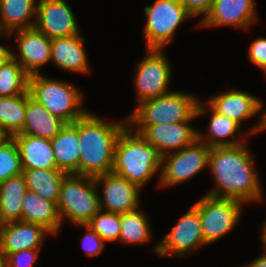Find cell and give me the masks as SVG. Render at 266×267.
<instances>
[{"label": "cell", "instance_id": "cell-1", "mask_svg": "<svg viewBox=\"0 0 266 267\" xmlns=\"http://www.w3.org/2000/svg\"><path fill=\"white\" fill-rule=\"evenodd\" d=\"M254 157L245 143L211 148L208 167L215 178L216 188L207 195L237 199L243 203L259 201L262 188L253 167Z\"/></svg>", "mask_w": 266, "mask_h": 267}, {"label": "cell", "instance_id": "cell-2", "mask_svg": "<svg viewBox=\"0 0 266 267\" xmlns=\"http://www.w3.org/2000/svg\"><path fill=\"white\" fill-rule=\"evenodd\" d=\"M124 122L109 123L91 112L78 119L79 175L94 178L112 172L114 148L127 125V120Z\"/></svg>", "mask_w": 266, "mask_h": 267}, {"label": "cell", "instance_id": "cell-3", "mask_svg": "<svg viewBox=\"0 0 266 267\" xmlns=\"http://www.w3.org/2000/svg\"><path fill=\"white\" fill-rule=\"evenodd\" d=\"M161 162L162 156L158 150L141 133L134 131L133 126L127 124L115 144L112 173L141 188L161 170Z\"/></svg>", "mask_w": 266, "mask_h": 267}, {"label": "cell", "instance_id": "cell-4", "mask_svg": "<svg viewBox=\"0 0 266 267\" xmlns=\"http://www.w3.org/2000/svg\"><path fill=\"white\" fill-rule=\"evenodd\" d=\"M207 112L196 96L180 91L168 92L138 104L127 124L156 125L191 121Z\"/></svg>", "mask_w": 266, "mask_h": 267}, {"label": "cell", "instance_id": "cell-5", "mask_svg": "<svg viewBox=\"0 0 266 267\" xmlns=\"http://www.w3.org/2000/svg\"><path fill=\"white\" fill-rule=\"evenodd\" d=\"M28 90L35 100L66 124H72L87 112L80 107L83 98L79 90L67 82L35 74L29 76Z\"/></svg>", "mask_w": 266, "mask_h": 267}, {"label": "cell", "instance_id": "cell-6", "mask_svg": "<svg viewBox=\"0 0 266 267\" xmlns=\"http://www.w3.org/2000/svg\"><path fill=\"white\" fill-rule=\"evenodd\" d=\"M95 179L89 176L67 174L63 179L57 208L61 219L68 217L77 225H87L100 211V196Z\"/></svg>", "mask_w": 266, "mask_h": 267}, {"label": "cell", "instance_id": "cell-7", "mask_svg": "<svg viewBox=\"0 0 266 267\" xmlns=\"http://www.w3.org/2000/svg\"><path fill=\"white\" fill-rule=\"evenodd\" d=\"M243 202L205 194L193 206L199 213L204 241L211 244L235 227Z\"/></svg>", "mask_w": 266, "mask_h": 267}, {"label": "cell", "instance_id": "cell-8", "mask_svg": "<svg viewBox=\"0 0 266 267\" xmlns=\"http://www.w3.org/2000/svg\"><path fill=\"white\" fill-rule=\"evenodd\" d=\"M147 16L145 39L148 49H159L170 42L180 23L192 15L180 0H155L144 10Z\"/></svg>", "mask_w": 266, "mask_h": 267}, {"label": "cell", "instance_id": "cell-9", "mask_svg": "<svg viewBox=\"0 0 266 267\" xmlns=\"http://www.w3.org/2000/svg\"><path fill=\"white\" fill-rule=\"evenodd\" d=\"M210 150L211 147L197 139L191 145L162 156L159 184L171 186L190 179L208 166Z\"/></svg>", "mask_w": 266, "mask_h": 267}, {"label": "cell", "instance_id": "cell-10", "mask_svg": "<svg viewBox=\"0 0 266 267\" xmlns=\"http://www.w3.org/2000/svg\"><path fill=\"white\" fill-rule=\"evenodd\" d=\"M147 57L137 66L134 85L138 102L159 97L169 92L171 68L162 50L147 49Z\"/></svg>", "mask_w": 266, "mask_h": 267}, {"label": "cell", "instance_id": "cell-11", "mask_svg": "<svg viewBox=\"0 0 266 267\" xmlns=\"http://www.w3.org/2000/svg\"><path fill=\"white\" fill-rule=\"evenodd\" d=\"M206 245L203 237L201 221L198 211L191 209L174 225L161 243L155 246L159 256L167 254L184 255L185 252L195 250Z\"/></svg>", "mask_w": 266, "mask_h": 267}, {"label": "cell", "instance_id": "cell-12", "mask_svg": "<svg viewBox=\"0 0 266 267\" xmlns=\"http://www.w3.org/2000/svg\"><path fill=\"white\" fill-rule=\"evenodd\" d=\"M74 13L65 0H39L34 27L48 38L78 35Z\"/></svg>", "mask_w": 266, "mask_h": 267}, {"label": "cell", "instance_id": "cell-13", "mask_svg": "<svg viewBox=\"0 0 266 267\" xmlns=\"http://www.w3.org/2000/svg\"><path fill=\"white\" fill-rule=\"evenodd\" d=\"M94 179L96 185H103L104 200L99 198L100 210L121 214L137 209L140 201V187L137 184L112 172L96 176Z\"/></svg>", "mask_w": 266, "mask_h": 267}, {"label": "cell", "instance_id": "cell-14", "mask_svg": "<svg viewBox=\"0 0 266 267\" xmlns=\"http://www.w3.org/2000/svg\"><path fill=\"white\" fill-rule=\"evenodd\" d=\"M188 122L138 125L137 130H133L141 133L147 142L154 146L161 156H164L169 150L178 151L198 139V131Z\"/></svg>", "mask_w": 266, "mask_h": 267}, {"label": "cell", "instance_id": "cell-15", "mask_svg": "<svg viewBox=\"0 0 266 267\" xmlns=\"http://www.w3.org/2000/svg\"><path fill=\"white\" fill-rule=\"evenodd\" d=\"M19 58L12 52V57L29 75L39 74V68L51 61V39L35 27L17 30ZM19 59V60H18Z\"/></svg>", "mask_w": 266, "mask_h": 267}, {"label": "cell", "instance_id": "cell-16", "mask_svg": "<svg viewBox=\"0 0 266 267\" xmlns=\"http://www.w3.org/2000/svg\"><path fill=\"white\" fill-rule=\"evenodd\" d=\"M51 232L45 227L24 222L14 221L0 226V256L28 249H40L45 234Z\"/></svg>", "mask_w": 266, "mask_h": 267}, {"label": "cell", "instance_id": "cell-17", "mask_svg": "<svg viewBox=\"0 0 266 267\" xmlns=\"http://www.w3.org/2000/svg\"><path fill=\"white\" fill-rule=\"evenodd\" d=\"M254 0H215L211 10L201 26H225L234 25L238 28L248 29L250 24L257 18L255 15Z\"/></svg>", "mask_w": 266, "mask_h": 267}, {"label": "cell", "instance_id": "cell-18", "mask_svg": "<svg viewBox=\"0 0 266 267\" xmlns=\"http://www.w3.org/2000/svg\"><path fill=\"white\" fill-rule=\"evenodd\" d=\"M208 102V105L216 112L227 116L240 125L242 120L255 116L263 107V103L257 97L235 89L214 97L211 96Z\"/></svg>", "mask_w": 266, "mask_h": 267}, {"label": "cell", "instance_id": "cell-19", "mask_svg": "<svg viewBox=\"0 0 266 267\" xmlns=\"http://www.w3.org/2000/svg\"><path fill=\"white\" fill-rule=\"evenodd\" d=\"M13 138L19 150L23 170L58 169L51 140L21 133Z\"/></svg>", "mask_w": 266, "mask_h": 267}, {"label": "cell", "instance_id": "cell-20", "mask_svg": "<svg viewBox=\"0 0 266 267\" xmlns=\"http://www.w3.org/2000/svg\"><path fill=\"white\" fill-rule=\"evenodd\" d=\"M84 38L78 35L51 39V61L61 70L89 73Z\"/></svg>", "mask_w": 266, "mask_h": 267}, {"label": "cell", "instance_id": "cell-21", "mask_svg": "<svg viewBox=\"0 0 266 267\" xmlns=\"http://www.w3.org/2000/svg\"><path fill=\"white\" fill-rule=\"evenodd\" d=\"M78 119L66 124L51 140L57 168L67 174L79 175Z\"/></svg>", "mask_w": 266, "mask_h": 267}, {"label": "cell", "instance_id": "cell-22", "mask_svg": "<svg viewBox=\"0 0 266 267\" xmlns=\"http://www.w3.org/2000/svg\"><path fill=\"white\" fill-rule=\"evenodd\" d=\"M65 125L27 91L25 124L21 134L52 140Z\"/></svg>", "mask_w": 266, "mask_h": 267}, {"label": "cell", "instance_id": "cell-23", "mask_svg": "<svg viewBox=\"0 0 266 267\" xmlns=\"http://www.w3.org/2000/svg\"><path fill=\"white\" fill-rule=\"evenodd\" d=\"M22 221L41 225L52 234L61 227L57 204L29 190L22 202Z\"/></svg>", "mask_w": 266, "mask_h": 267}, {"label": "cell", "instance_id": "cell-24", "mask_svg": "<svg viewBox=\"0 0 266 267\" xmlns=\"http://www.w3.org/2000/svg\"><path fill=\"white\" fill-rule=\"evenodd\" d=\"M27 191L23 174L0 183V223L22 221V202Z\"/></svg>", "mask_w": 266, "mask_h": 267}, {"label": "cell", "instance_id": "cell-25", "mask_svg": "<svg viewBox=\"0 0 266 267\" xmlns=\"http://www.w3.org/2000/svg\"><path fill=\"white\" fill-rule=\"evenodd\" d=\"M36 0H3L0 10V29L6 35H10L17 30L32 28L34 22H30L31 17L36 18ZM33 15V16H32Z\"/></svg>", "mask_w": 266, "mask_h": 267}, {"label": "cell", "instance_id": "cell-26", "mask_svg": "<svg viewBox=\"0 0 266 267\" xmlns=\"http://www.w3.org/2000/svg\"><path fill=\"white\" fill-rule=\"evenodd\" d=\"M27 190L44 199L58 203L59 193L66 172L59 169H30L22 172Z\"/></svg>", "mask_w": 266, "mask_h": 267}, {"label": "cell", "instance_id": "cell-27", "mask_svg": "<svg viewBox=\"0 0 266 267\" xmlns=\"http://www.w3.org/2000/svg\"><path fill=\"white\" fill-rule=\"evenodd\" d=\"M208 107H210L209 110H211V118L208 127L209 135L206 139H204V135L198 133L199 141L206 143L211 148L235 146L245 143L244 139H241V141L236 139H232L231 141L227 140L226 137L232 136L233 138L234 135H236V132L239 131L238 129L240 128V124L227 116L216 112L210 105Z\"/></svg>", "mask_w": 266, "mask_h": 267}, {"label": "cell", "instance_id": "cell-28", "mask_svg": "<svg viewBox=\"0 0 266 267\" xmlns=\"http://www.w3.org/2000/svg\"><path fill=\"white\" fill-rule=\"evenodd\" d=\"M26 99L27 92L13 97H0V126L8 137L23 132Z\"/></svg>", "mask_w": 266, "mask_h": 267}, {"label": "cell", "instance_id": "cell-29", "mask_svg": "<svg viewBox=\"0 0 266 267\" xmlns=\"http://www.w3.org/2000/svg\"><path fill=\"white\" fill-rule=\"evenodd\" d=\"M28 88L29 75L13 57L0 65V97L25 94Z\"/></svg>", "mask_w": 266, "mask_h": 267}, {"label": "cell", "instance_id": "cell-30", "mask_svg": "<svg viewBox=\"0 0 266 267\" xmlns=\"http://www.w3.org/2000/svg\"><path fill=\"white\" fill-rule=\"evenodd\" d=\"M150 226L144 212L139 208L121 213V231L119 241L124 243H143L150 238Z\"/></svg>", "mask_w": 266, "mask_h": 267}, {"label": "cell", "instance_id": "cell-31", "mask_svg": "<svg viewBox=\"0 0 266 267\" xmlns=\"http://www.w3.org/2000/svg\"><path fill=\"white\" fill-rule=\"evenodd\" d=\"M23 172L18 147L13 137L0 143V183Z\"/></svg>", "mask_w": 266, "mask_h": 267}, {"label": "cell", "instance_id": "cell-32", "mask_svg": "<svg viewBox=\"0 0 266 267\" xmlns=\"http://www.w3.org/2000/svg\"><path fill=\"white\" fill-rule=\"evenodd\" d=\"M100 210L87 224L104 241L119 240L121 231V214Z\"/></svg>", "mask_w": 266, "mask_h": 267}, {"label": "cell", "instance_id": "cell-33", "mask_svg": "<svg viewBox=\"0 0 266 267\" xmlns=\"http://www.w3.org/2000/svg\"><path fill=\"white\" fill-rule=\"evenodd\" d=\"M40 249H28L8 254L5 259L8 267H32Z\"/></svg>", "mask_w": 266, "mask_h": 267}, {"label": "cell", "instance_id": "cell-34", "mask_svg": "<svg viewBox=\"0 0 266 267\" xmlns=\"http://www.w3.org/2000/svg\"><path fill=\"white\" fill-rule=\"evenodd\" d=\"M87 229V233L82 238V247L87 252L89 257L97 256L103 250L105 243L104 240L88 225H80Z\"/></svg>", "mask_w": 266, "mask_h": 267}, {"label": "cell", "instance_id": "cell-35", "mask_svg": "<svg viewBox=\"0 0 266 267\" xmlns=\"http://www.w3.org/2000/svg\"><path fill=\"white\" fill-rule=\"evenodd\" d=\"M248 59L259 66L266 74V38H257L252 42L248 51Z\"/></svg>", "mask_w": 266, "mask_h": 267}, {"label": "cell", "instance_id": "cell-36", "mask_svg": "<svg viewBox=\"0 0 266 267\" xmlns=\"http://www.w3.org/2000/svg\"><path fill=\"white\" fill-rule=\"evenodd\" d=\"M187 11L192 15L204 14L211 10L215 0H180Z\"/></svg>", "mask_w": 266, "mask_h": 267}, {"label": "cell", "instance_id": "cell-37", "mask_svg": "<svg viewBox=\"0 0 266 267\" xmlns=\"http://www.w3.org/2000/svg\"><path fill=\"white\" fill-rule=\"evenodd\" d=\"M12 57L10 49L0 45V65L4 64L7 60Z\"/></svg>", "mask_w": 266, "mask_h": 267}, {"label": "cell", "instance_id": "cell-38", "mask_svg": "<svg viewBox=\"0 0 266 267\" xmlns=\"http://www.w3.org/2000/svg\"><path fill=\"white\" fill-rule=\"evenodd\" d=\"M245 267H266V254H263V256L251 261V263Z\"/></svg>", "mask_w": 266, "mask_h": 267}, {"label": "cell", "instance_id": "cell-39", "mask_svg": "<svg viewBox=\"0 0 266 267\" xmlns=\"http://www.w3.org/2000/svg\"><path fill=\"white\" fill-rule=\"evenodd\" d=\"M262 129H266V110H265L264 114L262 115V118L259 121V123L248 132L255 133V132L262 130Z\"/></svg>", "mask_w": 266, "mask_h": 267}, {"label": "cell", "instance_id": "cell-40", "mask_svg": "<svg viewBox=\"0 0 266 267\" xmlns=\"http://www.w3.org/2000/svg\"><path fill=\"white\" fill-rule=\"evenodd\" d=\"M262 231H263V233L261 236V240H262V243L264 244V246H266V221L264 222Z\"/></svg>", "mask_w": 266, "mask_h": 267}, {"label": "cell", "instance_id": "cell-41", "mask_svg": "<svg viewBox=\"0 0 266 267\" xmlns=\"http://www.w3.org/2000/svg\"><path fill=\"white\" fill-rule=\"evenodd\" d=\"M7 138L8 136L4 133V131L2 130V127L0 126V143H2Z\"/></svg>", "mask_w": 266, "mask_h": 267}, {"label": "cell", "instance_id": "cell-42", "mask_svg": "<svg viewBox=\"0 0 266 267\" xmlns=\"http://www.w3.org/2000/svg\"><path fill=\"white\" fill-rule=\"evenodd\" d=\"M0 267H8L5 257L0 256Z\"/></svg>", "mask_w": 266, "mask_h": 267}, {"label": "cell", "instance_id": "cell-43", "mask_svg": "<svg viewBox=\"0 0 266 267\" xmlns=\"http://www.w3.org/2000/svg\"><path fill=\"white\" fill-rule=\"evenodd\" d=\"M2 5H3V0H0V10L2 8Z\"/></svg>", "mask_w": 266, "mask_h": 267}]
</instances>
